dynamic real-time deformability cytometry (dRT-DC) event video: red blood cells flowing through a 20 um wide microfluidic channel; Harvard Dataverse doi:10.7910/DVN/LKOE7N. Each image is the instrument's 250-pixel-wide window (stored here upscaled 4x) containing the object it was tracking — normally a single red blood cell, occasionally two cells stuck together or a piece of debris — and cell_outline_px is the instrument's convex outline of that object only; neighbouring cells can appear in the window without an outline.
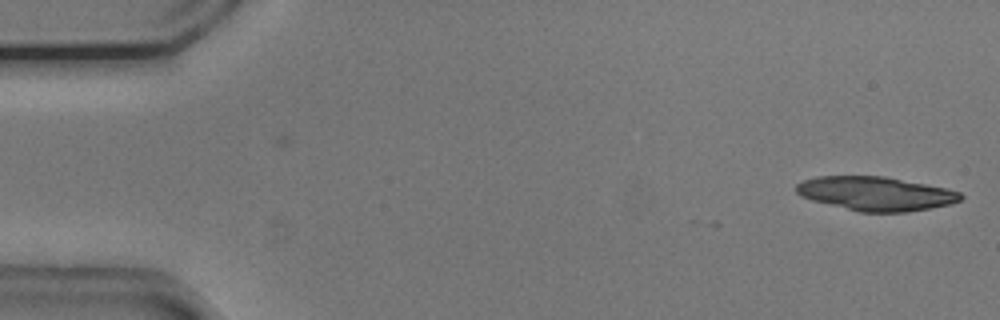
{"species": "common noctule bat (a hibernating species)", "species_latin": "Nyctalus noctula", "temperature_condition": "cold", "stored_images_in_passage": 2, "camera_frame_rate_fps": 3000, "um_per_image_px": 0.085, "animal": {"sex": "male", "body_mass_g": 20.5, "forearm_length_mm": 52.5}, "frame": {"image": 1, "passage_image": 2, "time_ms": 0.333, "image_size_px": [1000, 320], "cell_outline_px": [[964, 196], [960, 200], [952, 204], [904, 212], [860, 212], [812, 200], [800, 196], [796, 192], [796, 184], [804, 180], [816, 176], [884, 176], [948, 188], [960, 192]], "centroid_in_image_um": [74.44, 16.45], "position_along_channel_um": 10.6, "area_um2": 32.48}}